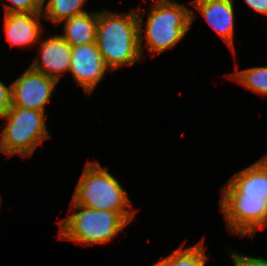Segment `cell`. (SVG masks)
Returning <instances> with one entry per match:
<instances>
[{"label": "cell", "instance_id": "6da1fadb", "mask_svg": "<svg viewBox=\"0 0 267 266\" xmlns=\"http://www.w3.org/2000/svg\"><path fill=\"white\" fill-rule=\"evenodd\" d=\"M139 30L136 8L120 14L98 11L96 43L110 71L142 60Z\"/></svg>", "mask_w": 267, "mask_h": 266}, {"label": "cell", "instance_id": "7a4b0ae2", "mask_svg": "<svg viewBox=\"0 0 267 266\" xmlns=\"http://www.w3.org/2000/svg\"><path fill=\"white\" fill-rule=\"evenodd\" d=\"M140 25V50L143 57L145 47L150 54H159L175 47L187 34L197 15L176 0H155L148 12L146 23H143L144 10L137 9ZM145 24V30L143 27ZM143 33L145 34L143 36Z\"/></svg>", "mask_w": 267, "mask_h": 266}, {"label": "cell", "instance_id": "3957f363", "mask_svg": "<svg viewBox=\"0 0 267 266\" xmlns=\"http://www.w3.org/2000/svg\"><path fill=\"white\" fill-rule=\"evenodd\" d=\"M73 193L71 199L76 204L119 212L129 222L136 212L117 178L98 162L87 161Z\"/></svg>", "mask_w": 267, "mask_h": 266}, {"label": "cell", "instance_id": "277c9868", "mask_svg": "<svg viewBox=\"0 0 267 266\" xmlns=\"http://www.w3.org/2000/svg\"><path fill=\"white\" fill-rule=\"evenodd\" d=\"M67 218L59 220V238L75 243L107 244L130 223L119 212L97 210L76 204L71 199Z\"/></svg>", "mask_w": 267, "mask_h": 266}, {"label": "cell", "instance_id": "5b68a950", "mask_svg": "<svg viewBox=\"0 0 267 266\" xmlns=\"http://www.w3.org/2000/svg\"><path fill=\"white\" fill-rule=\"evenodd\" d=\"M0 119L6 121L1 131V144L4 154L10 158L15 154L24 158L32 156L39 144L51 136L43 111L11 105Z\"/></svg>", "mask_w": 267, "mask_h": 266}, {"label": "cell", "instance_id": "8992f818", "mask_svg": "<svg viewBox=\"0 0 267 266\" xmlns=\"http://www.w3.org/2000/svg\"><path fill=\"white\" fill-rule=\"evenodd\" d=\"M219 207L230 234L253 239L257 230L267 227V198L221 194Z\"/></svg>", "mask_w": 267, "mask_h": 266}, {"label": "cell", "instance_id": "52a82bcc", "mask_svg": "<svg viewBox=\"0 0 267 266\" xmlns=\"http://www.w3.org/2000/svg\"><path fill=\"white\" fill-rule=\"evenodd\" d=\"M57 81L29 67L12 84V106L45 112Z\"/></svg>", "mask_w": 267, "mask_h": 266}, {"label": "cell", "instance_id": "ba28073f", "mask_svg": "<svg viewBox=\"0 0 267 266\" xmlns=\"http://www.w3.org/2000/svg\"><path fill=\"white\" fill-rule=\"evenodd\" d=\"M108 70L96 42L72 47L69 73L86 94L94 92Z\"/></svg>", "mask_w": 267, "mask_h": 266}, {"label": "cell", "instance_id": "9c48e42d", "mask_svg": "<svg viewBox=\"0 0 267 266\" xmlns=\"http://www.w3.org/2000/svg\"><path fill=\"white\" fill-rule=\"evenodd\" d=\"M38 43L41 46L39 58H34L30 67L59 82L63 74L69 73L72 46L60 34L42 39Z\"/></svg>", "mask_w": 267, "mask_h": 266}, {"label": "cell", "instance_id": "30bf717a", "mask_svg": "<svg viewBox=\"0 0 267 266\" xmlns=\"http://www.w3.org/2000/svg\"><path fill=\"white\" fill-rule=\"evenodd\" d=\"M189 3L195 6L194 8L199 11V14L203 16L210 27L225 41L234 54V0H192Z\"/></svg>", "mask_w": 267, "mask_h": 266}, {"label": "cell", "instance_id": "8fae6325", "mask_svg": "<svg viewBox=\"0 0 267 266\" xmlns=\"http://www.w3.org/2000/svg\"><path fill=\"white\" fill-rule=\"evenodd\" d=\"M41 12L34 13H6L4 14V33L11 47H29L42 38ZM42 33V34H41Z\"/></svg>", "mask_w": 267, "mask_h": 266}, {"label": "cell", "instance_id": "7c38bea8", "mask_svg": "<svg viewBox=\"0 0 267 266\" xmlns=\"http://www.w3.org/2000/svg\"><path fill=\"white\" fill-rule=\"evenodd\" d=\"M220 190L221 194L267 198V171L256 161L234 173Z\"/></svg>", "mask_w": 267, "mask_h": 266}, {"label": "cell", "instance_id": "4fadbf2b", "mask_svg": "<svg viewBox=\"0 0 267 266\" xmlns=\"http://www.w3.org/2000/svg\"><path fill=\"white\" fill-rule=\"evenodd\" d=\"M98 11L73 16L64 22L60 36L72 47L96 42Z\"/></svg>", "mask_w": 267, "mask_h": 266}, {"label": "cell", "instance_id": "5bb4252c", "mask_svg": "<svg viewBox=\"0 0 267 266\" xmlns=\"http://www.w3.org/2000/svg\"><path fill=\"white\" fill-rule=\"evenodd\" d=\"M89 0H42V16L45 22L50 21L56 27L63 20L88 12L84 5ZM45 3V4H44ZM44 11V12H43Z\"/></svg>", "mask_w": 267, "mask_h": 266}, {"label": "cell", "instance_id": "9a60e30c", "mask_svg": "<svg viewBox=\"0 0 267 266\" xmlns=\"http://www.w3.org/2000/svg\"><path fill=\"white\" fill-rule=\"evenodd\" d=\"M204 239L187 248L180 246L166 257H161L159 266H206L208 256L204 247Z\"/></svg>", "mask_w": 267, "mask_h": 266}, {"label": "cell", "instance_id": "2e32d148", "mask_svg": "<svg viewBox=\"0 0 267 266\" xmlns=\"http://www.w3.org/2000/svg\"><path fill=\"white\" fill-rule=\"evenodd\" d=\"M238 69L236 65V72L229 73L228 77L248 90L267 96V66Z\"/></svg>", "mask_w": 267, "mask_h": 266}, {"label": "cell", "instance_id": "e0dca14e", "mask_svg": "<svg viewBox=\"0 0 267 266\" xmlns=\"http://www.w3.org/2000/svg\"><path fill=\"white\" fill-rule=\"evenodd\" d=\"M11 4L3 2L6 13H34L42 12V0H8Z\"/></svg>", "mask_w": 267, "mask_h": 266}, {"label": "cell", "instance_id": "ac0fdd59", "mask_svg": "<svg viewBox=\"0 0 267 266\" xmlns=\"http://www.w3.org/2000/svg\"><path fill=\"white\" fill-rule=\"evenodd\" d=\"M229 254L234 266H267V259L262 257L239 254L233 250H229Z\"/></svg>", "mask_w": 267, "mask_h": 266}, {"label": "cell", "instance_id": "d6986e66", "mask_svg": "<svg viewBox=\"0 0 267 266\" xmlns=\"http://www.w3.org/2000/svg\"><path fill=\"white\" fill-rule=\"evenodd\" d=\"M12 105V84L5 85L0 80V116L5 114Z\"/></svg>", "mask_w": 267, "mask_h": 266}, {"label": "cell", "instance_id": "ffe728a7", "mask_svg": "<svg viewBox=\"0 0 267 266\" xmlns=\"http://www.w3.org/2000/svg\"><path fill=\"white\" fill-rule=\"evenodd\" d=\"M244 3L258 14L267 16V0H243Z\"/></svg>", "mask_w": 267, "mask_h": 266}, {"label": "cell", "instance_id": "44dd1931", "mask_svg": "<svg viewBox=\"0 0 267 266\" xmlns=\"http://www.w3.org/2000/svg\"><path fill=\"white\" fill-rule=\"evenodd\" d=\"M257 162L267 171V154L257 160Z\"/></svg>", "mask_w": 267, "mask_h": 266}, {"label": "cell", "instance_id": "7402d4cb", "mask_svg": "<svg viewBox=\"0 0 267 266\" xmlns=\"http://www.w3.org/2000/svg\"><path fill=\"white\" fill-rule=\"evenodd\" d=\"M1 142H2V137H1V135H0V152L4 154V151H3V148H2V144H1Z\"/></svg>", "mask_w": 267, "mask_h": 266}]
</instances>
